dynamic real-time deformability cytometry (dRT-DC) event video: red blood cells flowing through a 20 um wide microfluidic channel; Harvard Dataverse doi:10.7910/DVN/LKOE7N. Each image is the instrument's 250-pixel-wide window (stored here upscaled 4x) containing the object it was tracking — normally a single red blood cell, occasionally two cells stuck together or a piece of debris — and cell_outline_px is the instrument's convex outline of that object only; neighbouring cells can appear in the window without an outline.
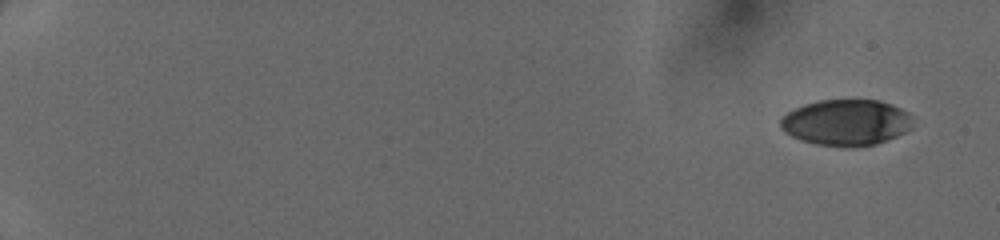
{"species": "human", "species_latin": "Homo sapiens", "temperature_condition": "cold", "stored_images_in_passage": 48, "camera_frame_rate_fps": 3000, "um_per_image_px": 0.085, "donor": {"sex": "female"}, "frame": {"image": 1, "passage_image": 1, "time_ms": 0.0, "image_size_px": [1000, 240], "cell_outline_px": [[912, 128], [896, 136], [876, 144], [816, 144], [800, 140], [784, 132], [780, 128], [780, 116], [804, 104], [816, 100], [880, 100], [892, 104], [908, 112], [912, 116]], "centroid_in_image_um": [71.91, 10.36], "position_along_channel_um": 13.1, "area_um2": 35.03}}
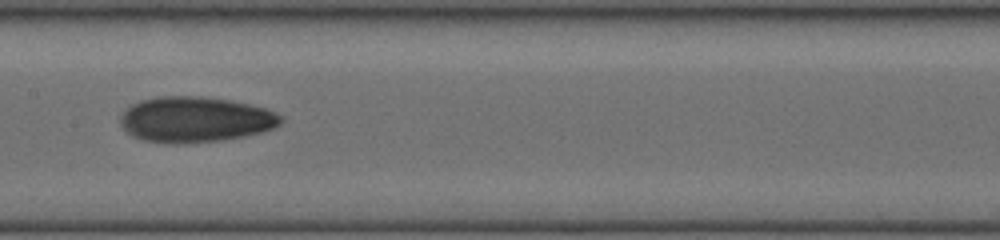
{"frame": {"image": 2, "passage_image": 27, "time_ms": 8.667, "image_size_px": [1000, 240], "cell_outline_px": [[284, 120], [280, 124], [272, 128], [260, 132], [220, 140], [176, 144], [144, 140], [132, 136], [120, 124], [120, 116], [132, 104], [140, 100], [156, 96], [204, 96], [232, 100], [268, 108], [284, 116]], "centroid_in_image_um": [16.62, 10.13], "position_along_channel_um": 190.8, "area_um2": 42.71}}
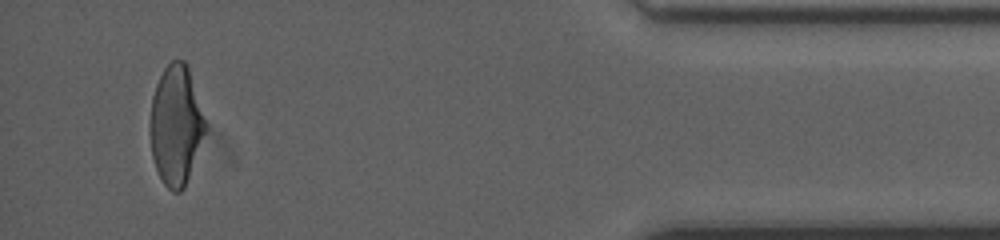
{"frame": {"image": 3, "passage_image": 46, "time_ms": 15.0, "image_size_px": [1000, 240], "cell_outline_px": [[204, 132], [184, 188], [180, 192], [172, 192], [164, 184], [156, 168], [152, 156], [148, 128], [148, 124], [152, 96], [156, 84], [164, 68], [172, 60], [184, 60], [188, 68], [204, 120]], "centroid_in_image_um": [14.88, 10.64], "position_along_channel_um": 420.3, "area_um2": 37.74}}